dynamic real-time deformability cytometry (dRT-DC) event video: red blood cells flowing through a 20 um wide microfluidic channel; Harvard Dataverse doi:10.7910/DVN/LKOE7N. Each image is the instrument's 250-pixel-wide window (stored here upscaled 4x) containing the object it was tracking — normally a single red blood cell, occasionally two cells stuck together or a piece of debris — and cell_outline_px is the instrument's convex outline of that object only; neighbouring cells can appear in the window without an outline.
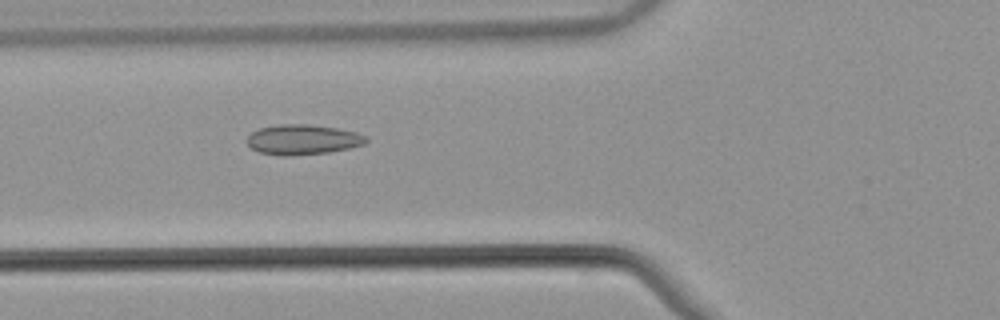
{"species": "common noctule bat (a hibernating species)", "species_latin": "Nyctalus noctula", "temperature_condition": "warm", "stored_images_in_passage": 46, "camera_frame_rate_fps": 3000, "um_per_image_px": 0.085, "animal": {"sex": "male", "body_mass_g": 21.5, "forearm_length_mm": 52.0}, "frame": {"image": 1, "passage_image": 13, "time_ms": 4.0, "image_size_px": [1000, 320], "cell_outline_px": [[368, 140], [364, 144], [348, 148], [328, 152], [288, 156], [280, 156], [260, 152], [252, 148], [248, 144], [248, 136], [252, 132], [260, 128], [280, 124], [308, 124], [336, 128], [356, 132], [364, 136]], "centroid_in_image_um": [25.72, 11.86], "position_along_channel_um": 100.1, "area_um2": 20.63}}
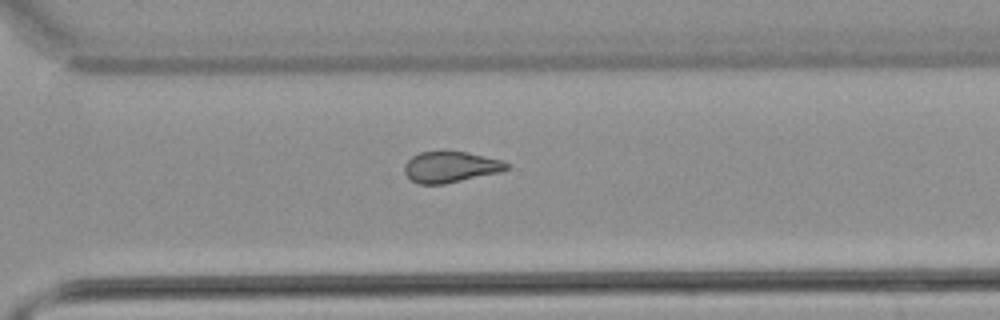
{"frame": {"image": 2, "passage_image": 31, "time_ms": 10.0, "image_size_px": [1000, 320], "cell_outline_px": [[508, 168], [500, 172], [444, 184], [420, 184], [412, 180], [404, 172], [404, 164], [412, 156], [420, 152], [468, 152], [504, 160], [508, 164]], "centroid_in_image_um": [38.31, 14.19], "position_along_channel_um": 332.3, "area_um2": 18.32}}
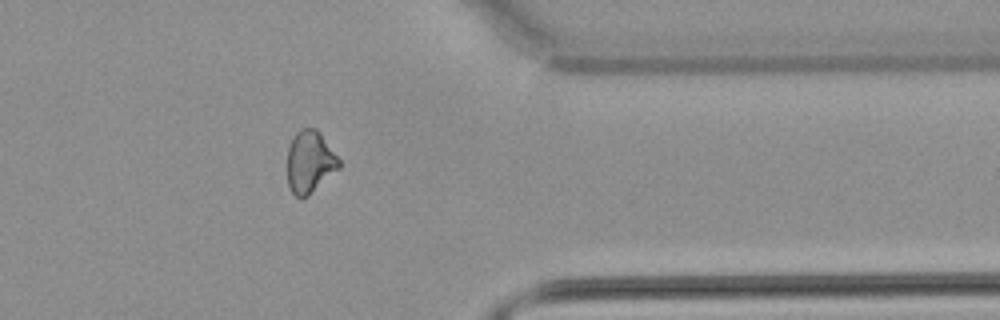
{"frame": {"image": 3, "passage_image": 36, "time_ms": 11.667, "image_size_px": [1000, 320], "cell_outline_px": [[340, 168], [308, 196], [300, 200], [292, 192], [288, 184], [288, 148], [292, 136], [300, 128], [316, 128], [320, 132], [340, 160]], "centroid_in_image_um": [26.33, 13.76], "position_along_channel_um": 385.1, "area_um2": 18.9}, "authors_computed_cell_mechanics": {"area_um2": 19.3052, "velocity_mm_per_s": 3.8721, "shape_relaxation_time_tau1_ms": null, "shape_relaxation_time_tau2_ms": 1.9301, "deformation_change_tau1": null, "deformation_change_tau2": 0.088}}